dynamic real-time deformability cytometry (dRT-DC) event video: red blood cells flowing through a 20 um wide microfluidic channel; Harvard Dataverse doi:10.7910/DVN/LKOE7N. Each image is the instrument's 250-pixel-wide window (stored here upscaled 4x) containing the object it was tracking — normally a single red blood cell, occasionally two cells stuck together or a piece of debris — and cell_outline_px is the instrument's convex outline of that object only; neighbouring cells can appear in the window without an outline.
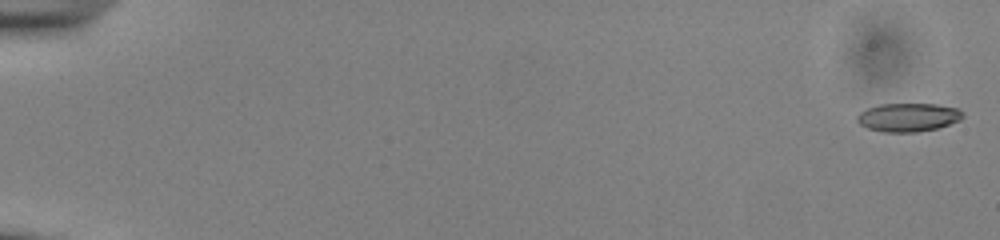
{"species": "common noctule bat (a hibernating species)", "species_latin": "Nyctalus noctula", "temperature_condition": "cold", "stored_images_in_passage": 18, "segment_of_instrument_passage": [1, 2], "camera_frame_rate_fps": 3000, "um_per_image_px": 0.085, "animal": {"sex": "male", "body_mass_g": 13.0, "forearm_length_mm": 53.1}, "frame": {"image": 1, "passage_image": 1, "time_ms": 0.0, "image_size_px": [1000, 240], "cell_outline_px": [[964, 116], [960, 120], [936, 128], [916, 132], [884, 132], [868, 128], [860, 124], [856, 120], [856, 116], [860, 112], [868, 108], [880, 104], [936, 104], [956, 108], [964, 112]], "centroid_in_image_um": [77.19, 9.97], "position_along_channel_um": 7.8, "area_um2": 17.46}}
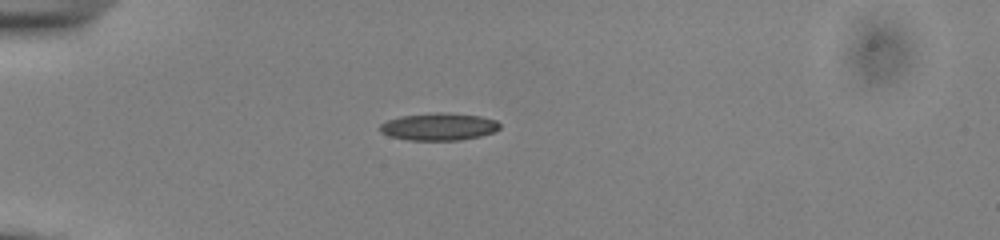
{"frame": {"image": 2, "passage_image": 16, "time_ms": 5.0, "image_size_px": [1000, 240], "cell_outline_px": [[500, 128], [496, 132], [480, 136], [460, 140], [408, 140], [388, 136], [380, 132], [380, 124], [388, 120], [400, 116], [436, 112], [448, 112], [480, 116], [496, 120], [500, 124]], "centroid_in_image_um": [37.31, 10.76], "position_along_channel_um": 47.7, "area_um2": 19.31}}